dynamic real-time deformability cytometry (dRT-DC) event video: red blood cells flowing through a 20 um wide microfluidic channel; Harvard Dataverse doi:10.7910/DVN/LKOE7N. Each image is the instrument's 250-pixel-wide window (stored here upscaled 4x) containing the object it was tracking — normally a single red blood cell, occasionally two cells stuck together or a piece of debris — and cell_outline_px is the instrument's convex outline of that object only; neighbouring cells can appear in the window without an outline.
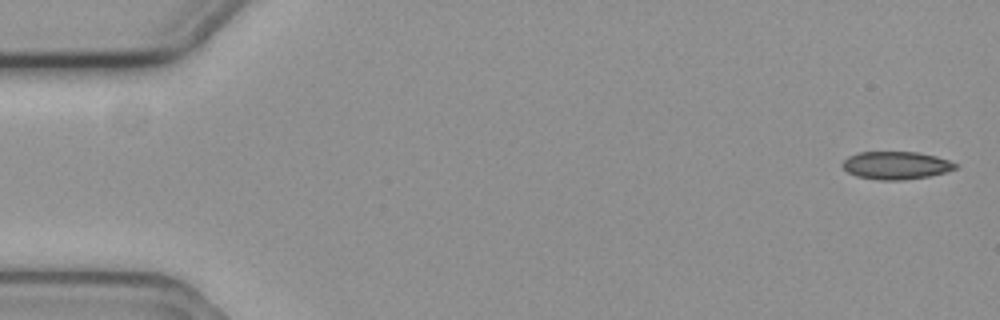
{"species": "common noctule bat (a hibernating species)", "species_latin": "Nyctalus noctula", "temperature_condition": "cold", "stored_images_in_passage": 3, "camera_frame_rate_fps": 3000, "um_per_image_px": 0.085, "animal": {"sex": "female", "body_mass_g": 19.3, "forearm_length_mm": 54.1}, "frame": {"image": 1, "passage_image": 1, "time_ms": 0.0, "image_size_px": [1000, 320], "cell_outline_px": [[960, 164], [956, 168], [944, 172], [928, 176], [900, 180], [884, 180], [856, 176], [848, 172], [840, 164], [848, 156], [860, 152], [916, 152], [936, 156]], "centroid_in_image_um": [76.15, 14.05], "position_along_channel_um": 8.8, "area_um2": 18.15}}